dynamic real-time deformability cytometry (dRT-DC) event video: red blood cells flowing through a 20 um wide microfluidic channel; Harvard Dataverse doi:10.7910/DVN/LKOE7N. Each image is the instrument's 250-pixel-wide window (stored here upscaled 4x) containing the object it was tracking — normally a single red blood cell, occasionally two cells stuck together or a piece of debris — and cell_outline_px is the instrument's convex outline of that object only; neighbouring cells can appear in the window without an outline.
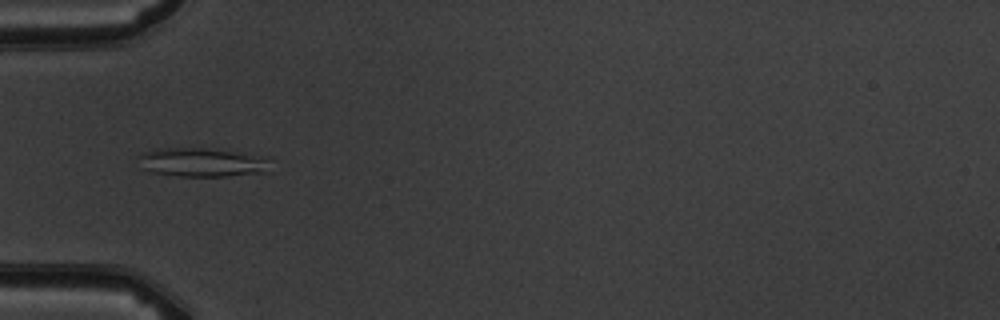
{"species": "common noctule bat (a hibernating species)", "species_latin": "Nyctalus noctula", "temperature_condition": "warm", "stored_images_in_passage": 8, "camera_frame_rate_fps": 3000, "um_per_image_px": 0.085, "animal": {"sex": "male", "body_mass_g": 19.5, "forearm_length_mm": 54.6}, "frame": {"image": 1, "passage_image": 6, "time_ms": 5.667, "image_size_px": [1000, 320], "cell_outline_px": [[272, 172], [224, 176], [180, 176], [152, 172], [140, 168], [136, 156], [144, 152], [156, 148], [204, 148], [268, 156], [272, 160]], "centroid_in_image_um": [17.24, 13.8], "position_along_channel_um": 67.8, "area_um2": 22.83}}